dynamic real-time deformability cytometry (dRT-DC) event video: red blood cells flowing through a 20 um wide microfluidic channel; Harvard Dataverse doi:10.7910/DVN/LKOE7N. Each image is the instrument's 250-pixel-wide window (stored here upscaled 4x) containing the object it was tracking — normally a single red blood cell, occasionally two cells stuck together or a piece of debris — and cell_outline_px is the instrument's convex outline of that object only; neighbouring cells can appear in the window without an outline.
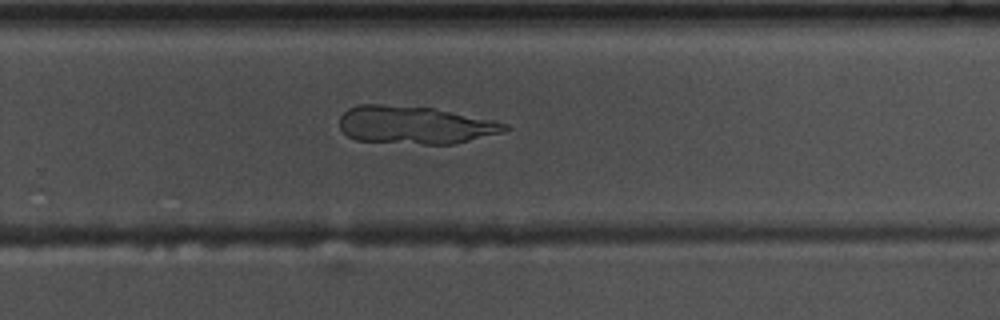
{"species": "common noctule bat (a hibernating species)", "species_latin": "Nyctalus noctula", "temperature_condition": "warm", "stored_images_in_passage": 54, "camera_frame_rate_fps": 3000, "um_per_image_px": 0.085, "animal": {"sex": "male", "body_mass_g": 17.5, "forearm_length_mm": 52.3}, "frame": {"image": 1, "passage_image": 35, "time_ms": 11.333, "image_size_px": [1000, 320], "cell_outline_px": [[508, 128], [500, 132], [452, 144], [424, 144], [356, 140], [348, 136], [340, 128], [340, 116], [348, 108], [356, 104], [380, 104], [432, 108], [496, 120], [508, 124]], "centroid_in_image_um": [35.22, 10.61], "position_along_channel_um": 294.6, "area_um2": 36.13}}